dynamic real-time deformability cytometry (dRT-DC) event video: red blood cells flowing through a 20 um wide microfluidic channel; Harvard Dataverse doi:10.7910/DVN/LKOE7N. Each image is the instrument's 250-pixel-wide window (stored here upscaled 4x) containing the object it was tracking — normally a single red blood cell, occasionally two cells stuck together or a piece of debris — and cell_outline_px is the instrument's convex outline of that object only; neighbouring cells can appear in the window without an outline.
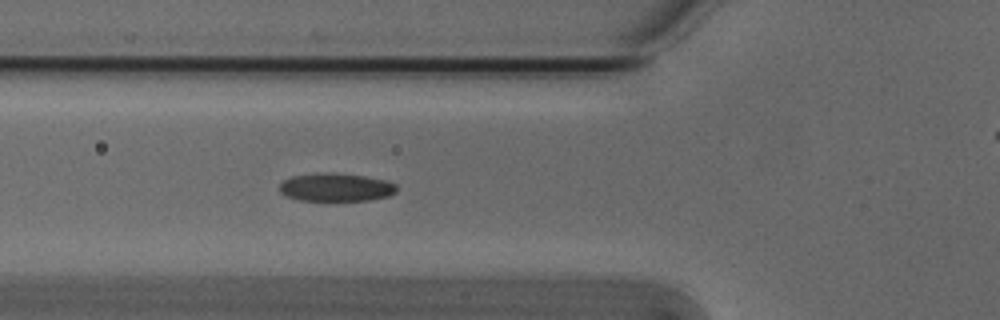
{"species": "Egyptian fruit bat (a non-hibernating species)", "species_latin": "Rousettus aegyptiacus", "temperature_condition": "cold", "stored_images_in_passage": 45, "camera_frame_rate_fps": 3000, "um_per_image_px": 0.085, "animal": {"sex": "male"}, "frame": {"image": 1, "passage_image": 10, "time_ms": 3.0, "image_size_px": [1000, 320], "cell_outline_px": [[396, 192], [388, 196], [368, 200], [300, 200], [284, 196], [280, 192], [280, 184], [284, 180], [292, 176], [364, 176], [388, 180], [396, 184]], "centroid_in_image_um": [28.6, 15.98], "position_along_channel_um": 97.2, "area_um2": 18.09}}
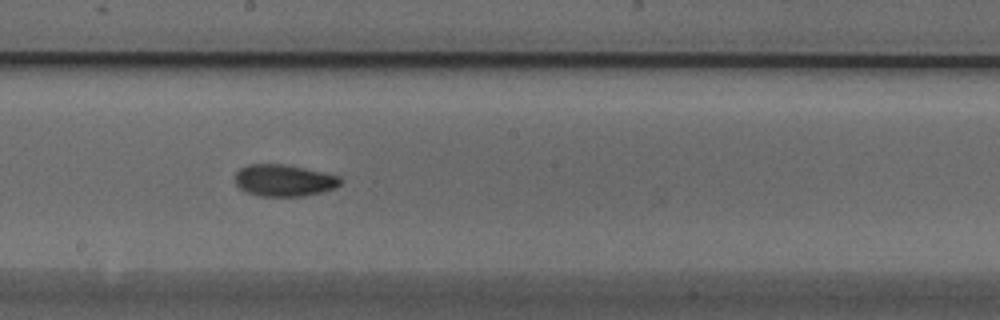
{"frame": {"image": 2, "passage_image": 20, "time_ms": 6.333, "image_size_px": [1000, 320], "cell_outline_px": [[344, 180], [336, 188], [304, 196], [260, 196], [244, 192], [236, 184], [236, 172], [240, 168], [248, 164], [280, 164], [304, 168], [324, 172], [340, 176]], "centroid_in_image_um": [24.15, 15.34], "position_along_channel_um": 224.0, "area_um2": 19.59}}
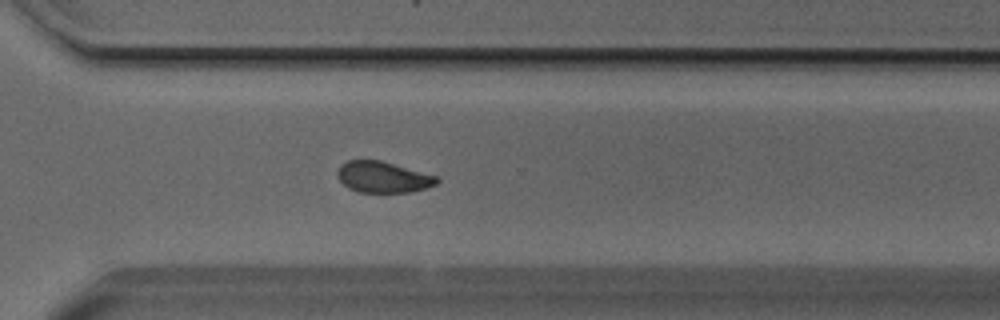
{"frame": {"image": 3, "passage_image": 29, "time_ms": 9.333, "image_size_px": [1000, 320], "cell_outline_px": [[440, 180], [436, 184], [428, 188], [408, 192], [360, 192], [348, 188], [336, 176], [336, 172], [340, 164], [348, 160], [380, 160], [436, 176]], "centroid_in_image_um": [32.52, 15.05], "position_along_channel_um": 338.1, "area_um2": 17.98}}